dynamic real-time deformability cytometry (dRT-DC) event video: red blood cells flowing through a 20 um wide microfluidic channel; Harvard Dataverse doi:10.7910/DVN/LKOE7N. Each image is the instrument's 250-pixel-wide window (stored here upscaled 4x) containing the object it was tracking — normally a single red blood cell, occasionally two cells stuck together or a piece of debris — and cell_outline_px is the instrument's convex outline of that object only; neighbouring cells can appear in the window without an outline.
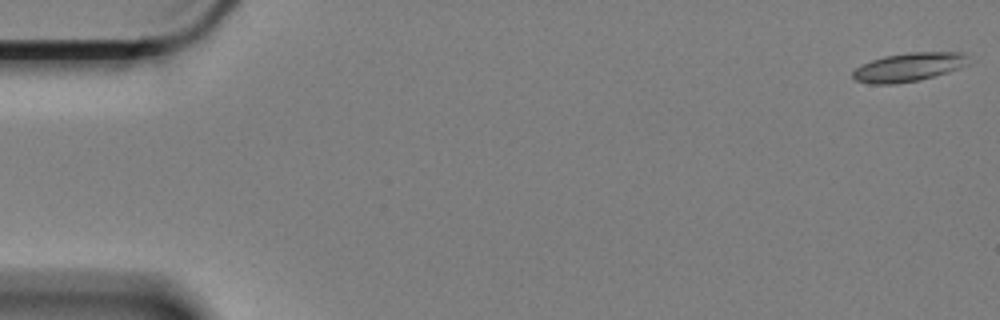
{"species": "Egyptian fruit bat (a non-hibernating species)", "species_latin": "Rousettus aegyptiacus", "temperature_condition": "cold", "stored_images_in_passage": 9, "camera_frame_rate_fps": 3000, "um_per_image_px": 0.085, "animal": {"sex": "female"}, "frame": {"image": 1, "passage_image": 1, "time_ms": 0.0, "image_size_px": [1000, 320], "cell_outline_px": [[968, 64], [960, 68], [948, 72], [920, 80], [896, 84], [872, 84], [856, 80], [852, 76], [852, 72], [860, 64], [884, 56], [908, 52], [964, 52], [968, 56]], "centroid_in_image_um": [77.25, 5.7], "position_along_channel_um": 7.8, "area_um2": 19.48}}